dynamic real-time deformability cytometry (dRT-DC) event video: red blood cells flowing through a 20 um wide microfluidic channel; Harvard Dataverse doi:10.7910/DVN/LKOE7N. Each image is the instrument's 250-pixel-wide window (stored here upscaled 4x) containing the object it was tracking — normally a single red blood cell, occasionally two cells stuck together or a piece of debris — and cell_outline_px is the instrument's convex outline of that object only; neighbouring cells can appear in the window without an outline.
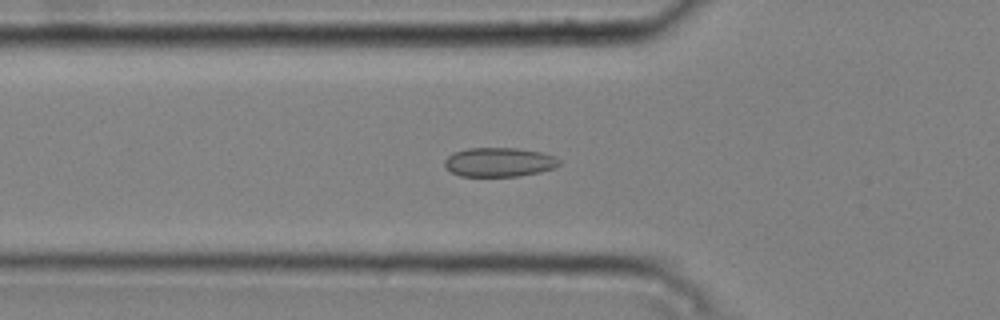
{"species": "common noctule bat (a hibernating species)", "species_latin": "Nyctalus noctula", "temperature_condition": "cold", "stored_images_in_passage": 43, "camera_frame_rate_fps": 3000, "um_per_image_px": 0.085, "animal": {"sex": "male", "body_mass_g": 20.4}, "frame": {"image": 1, "passage_image": 10, "time_ms": 3.0, "image_size_px": [1000, 320], "cell_outline_px": [[560, 164], [556, 168], [540, 172], [520, 176], [460, 176], [452, 172], [444, 164], [444, 160], [452, 152], [468, 148], [516, 148], [540, 152], [556, 156], [560, 160]], "centroid_in_image_um": [42.45, 13.78], "position_along_channel_um": 83.3, "area_um2": 19.59}}
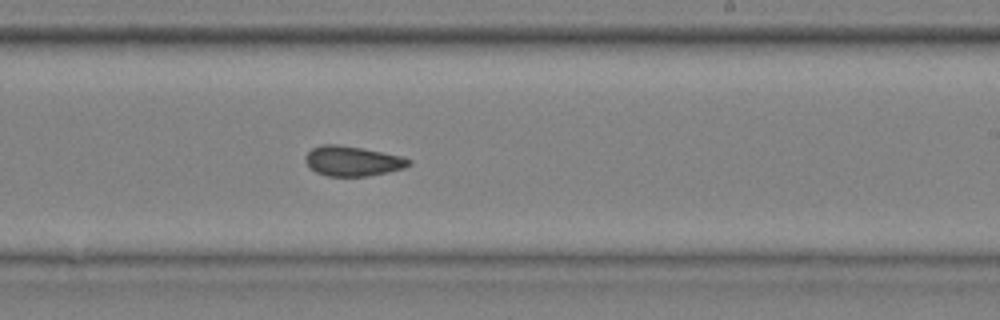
{"frame": {"image": 2, "passage_image": 24, "time_ms": 7.667, "image_size_px": [1000, 320], "cell_outline_px": [[412, 164], [404, 168], [388, 172], [368, 176], [328, 176], [316, 172], [304, 160], [304, 156], [312, 148], [320, 144], [336, 144], [360, 148], [400, 156], [412, 160]], "centroid_in_image_um": [29.95, 13.69], "position_along_channel_um": 259.0, "area_um2": 17.92}}
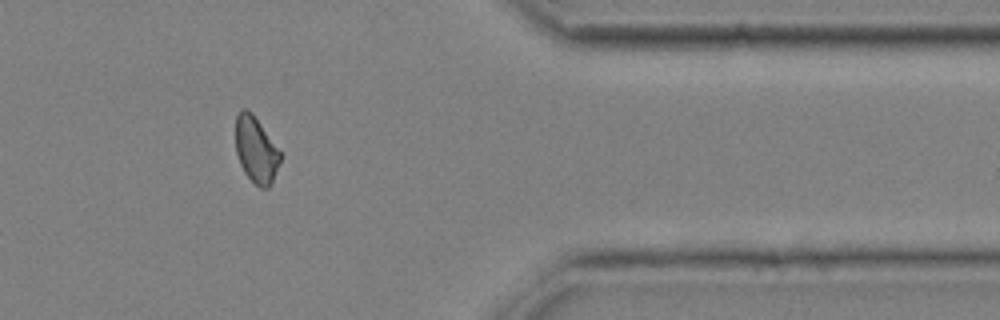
{"frame": {"image": 3, "passage_image": 36, "time_ms": 11.667, "image_size_px": [1000, 320], "cell_outline_px": [[284, 156], [268, 188], [260, 188], [244, 172], [240, 164], [236, 152], [236, 116], [244, 108], [252, 112], [284, 152]], "centroid_in_image_um": [21.82, 12.71], "position_along_channel_um": 389.6, "area_um2": 17.63}, "authors_computed_cell_mechanics": {"area_um2": 17.9758, "velocity_mm_per_s": 3.7612, "shape_relaxation_time_tau1_ms": null, "shape_relaxation_time_tau2_ms": 2.5141, "deformation_change_tau1": null, "deformation_change_tau2": 0.0535}}